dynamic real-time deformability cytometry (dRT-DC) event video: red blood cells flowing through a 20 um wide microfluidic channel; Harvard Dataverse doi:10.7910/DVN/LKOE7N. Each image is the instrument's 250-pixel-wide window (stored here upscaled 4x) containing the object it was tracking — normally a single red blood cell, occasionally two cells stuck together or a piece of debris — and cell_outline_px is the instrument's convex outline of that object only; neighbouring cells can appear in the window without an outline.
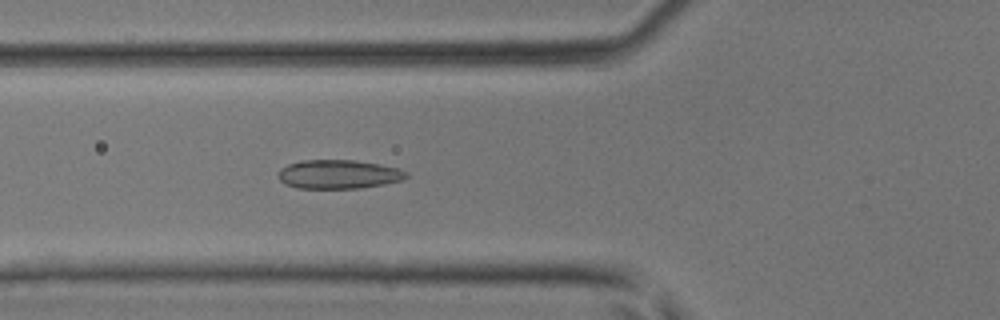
{"species": "common noctule bat (a hibernating species)", "species_latin": "Nyctalus noctula", "temperature_condition": "room temperature", "stored_images_in_passage": 43, "camera_frame_rate_fps": 3000, "um_per_image_px": 0.085, "animal": {"sex": "male", "body_mass_g": 17.9, "forearm_length_mm": 54.2}, "frame": {"image": 1, "passage_image": 15, "time_ms": 4.667, "image_size_px": [1000, 320], "cell_outline_px": [[408, 176], [404, 180], [384, 184], [360, 188], [296, 188], [284, 184], [276, 176], [280, 168], [288, 164], [304, 160], [356, 160], [380, 164], [396, 168], [408, 172]], "centroid_in_image_um": [28.76, 14.81], "position_along_channel_um": 97.0, "area_um2": 21.73}}
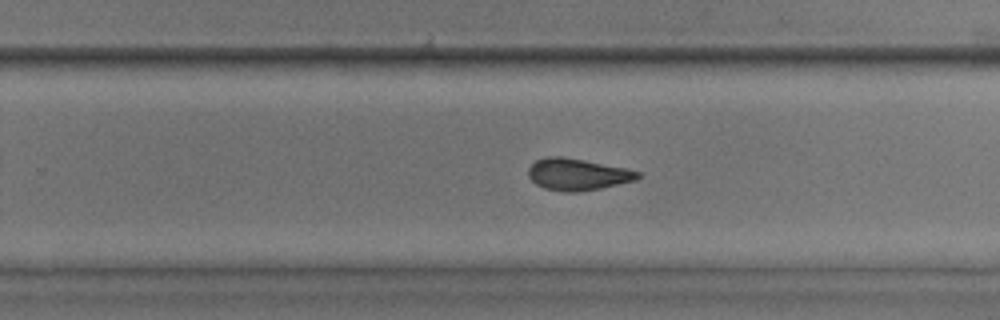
{"frame": {"image": 2, "passage_image": 27, "time_ms": 8.667, "image_size_px": [1000, 320], "cell_outline_px": [[640, 176], [636, 180], [600, 188], [580, 192], [564, 192], [544, 188], [536, 184], [528, 176], [528, 168], [536, 160], [548, 156], [560, 156], [584, 160], [624, 168], [640, 172]], "centroid_in_image_um": [49.06, 14.83], "position_along_channel_um": 280.7, "area_um2": 20.11}}
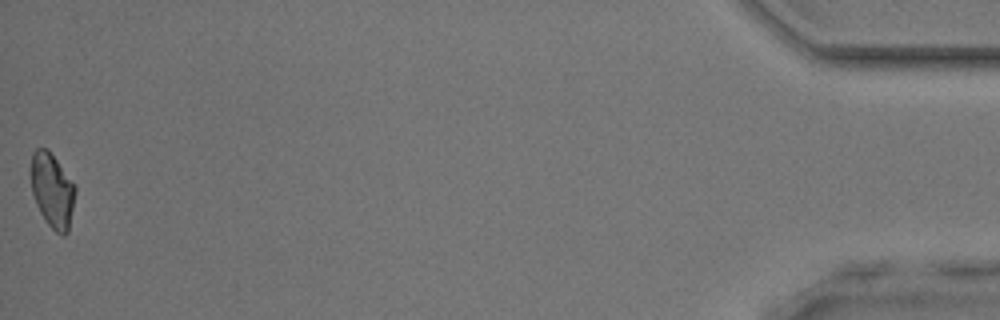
{"frame": {"image": 3, "passage_image": 43, "time_ms": 14.0, "image_size_px": [1000, 320], "cell_outline_px": [[76, 192], [68, 232], [64, 236], [60, 236], [48, 224], [40, 212], [36, 204], [32, 192], [28, 172], [32, 152], [36, 148], [48, 148], [76, 188]], "centroid_in_image_um": [4.4, 16.16], "position_along_channel_um": 430.8, "area_um2": 19.54}}